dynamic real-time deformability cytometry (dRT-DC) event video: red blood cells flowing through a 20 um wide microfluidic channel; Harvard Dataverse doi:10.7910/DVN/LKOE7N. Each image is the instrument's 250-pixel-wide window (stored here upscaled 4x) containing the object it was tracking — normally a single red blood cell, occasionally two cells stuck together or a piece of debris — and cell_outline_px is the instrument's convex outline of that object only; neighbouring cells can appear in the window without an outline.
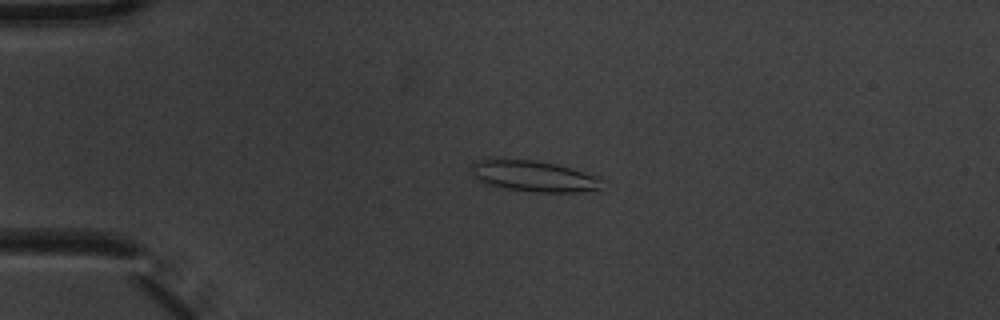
{"species": "common noctule bat (a hibernating species)", "species_latin": "Nyctalus noctula", "temperature_condition": "warm", "stored_images_in_passage": 4, "camera_frame_rate_fps": 3000, "um_per_image_px": 0.085, "animal": {"sex": "male", "body_mass_g": 20.1, "forearm_length_mm": 53.5}, "frame": {"image": 1, "passage_image": 3, "time_ms": 0.667, "image_size_px": [1000, 320], "cell_outline_px": [[600, 188], [576, 192], [532, 192], [504, 188], [484, 184], [472, 176], [472, 164], [476, 160], [536, 160], [556, 164], [572, 168], [596, 176], [600, 180]], "centroid_in_image_um": [45.32, 14.98], "position_along_channel_um": 39.7, "area_um2": 23.29}}